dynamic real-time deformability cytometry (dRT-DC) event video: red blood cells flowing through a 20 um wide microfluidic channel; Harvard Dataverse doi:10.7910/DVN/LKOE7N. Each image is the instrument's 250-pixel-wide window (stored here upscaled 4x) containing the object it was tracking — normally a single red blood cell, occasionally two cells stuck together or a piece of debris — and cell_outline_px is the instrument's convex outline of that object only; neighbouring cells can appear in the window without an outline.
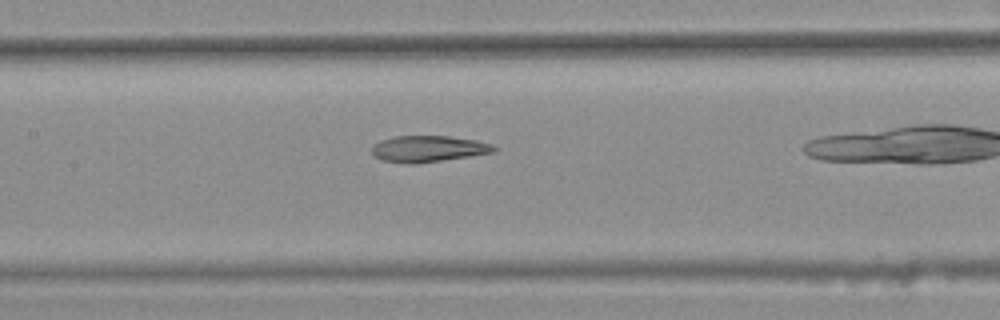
{"species": "common noctule bat (a hibernating species)", "species_latin": "Nyctalus noctula", "temperature_condition": "warm", "stored_images_in_passage": 24, "camera_frame_rate_fps": 3000, "um_per_image_px": 0.085, "animal": {"sex": "female", "body_mass_g": 25.1}, "frame": {"image": 1, "passage_image": 7, "time_ms": 2.0, "image_size_px": [1000, 320], "cell_outline_px": [[500, 148], [496, 152], [412, 164], [408, 164], [380, 160], [372, 152], [372, 148], [380, 140], [396, 136], [448, 136], [476, 140], [492, 144]], "centroid_in_image_um": [36.44, 12.64], "position_along_channel_um": 171.0, "area_um2": 18.61}}
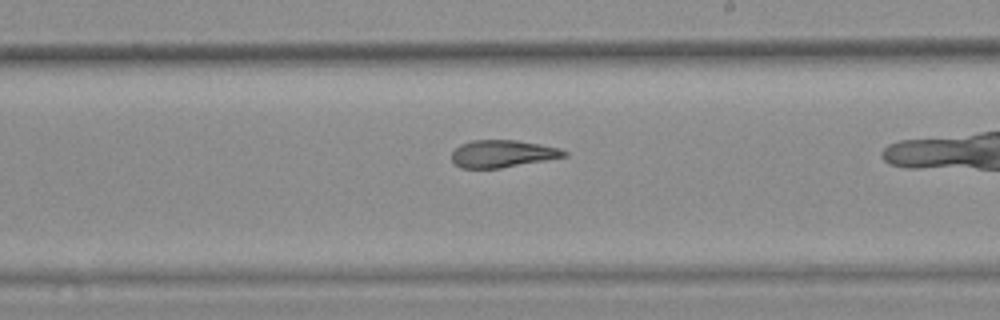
{"frame": {"image": 2, "passage_image": 13, "time_ms": 4.0, "image_size_px": [1000, 320], "cell_outline_px": [[568, 156], [500, 168], [460, 168], [452, 164], [452, 152], [460, 144], [472, 140], [516, 140], [540, 144], [560, 148], [568, 152]], "centroid_in_image_um": [42.69, 13.07], "position_along_channel_um": 246.3, "area_um2": 17.98}}
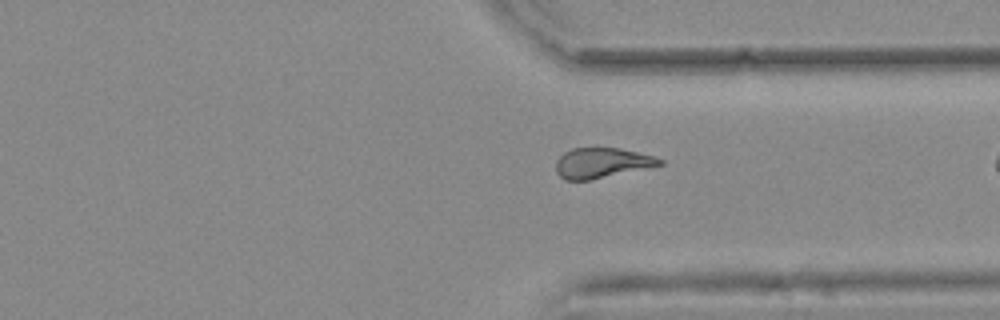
{"frame": {"image": 3, "passage_image": 22, "time_ms": 7.0, "image_size_px": [1000, 320], "cell_outline_px": [[664, 164], [588, 180], [564, 180], [556, 172], [556, 160], [564, 152], [572, 148], [620, 148], [652, 156], [664, 160]], "centroid_in_image_um": [51.11, 13.84], "position_along_channel_um": 360.3, "area_um2": 17.98}}